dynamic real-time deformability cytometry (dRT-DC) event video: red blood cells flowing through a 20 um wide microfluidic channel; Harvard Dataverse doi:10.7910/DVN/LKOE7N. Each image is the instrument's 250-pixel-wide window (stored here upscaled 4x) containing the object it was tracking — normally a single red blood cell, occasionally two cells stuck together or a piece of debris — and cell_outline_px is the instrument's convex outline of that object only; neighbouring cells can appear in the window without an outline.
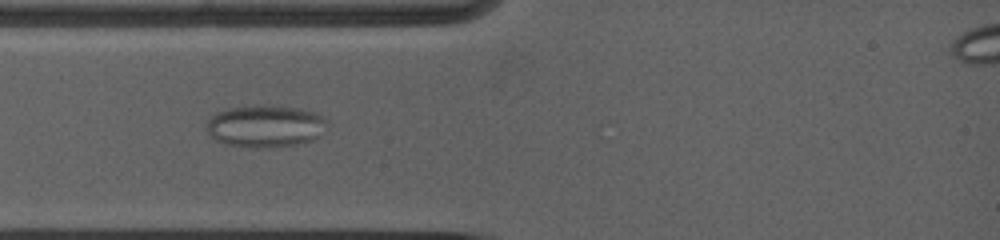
{"species": "common noctule bat (a hibernating species)", "species_latin": "Nyctalus noctula", "temperature_condition": "warm", "stored_images_in_passage": 23, "camera_frame_rate_fps": 5000, "um_per_image_px": 0.085, "animal": {"sex": "female", "body_mass_g": 19.0, "forearm_length_mm": 53.3}, "frame": {"image": 1, "passage_image": 11, "time_ms": 2.6, "image_size_px": [1000, 240], "cell_outline_px": [[328, 120], [320, 136], [312, 140], [296, 144], [272, 148], [252, 148], [224, 144], [216, 140], [204, 128], [208, 120], [216, 112], [228, 108], [260, 104], [300, 108], [316, 112], [324, 116]], "centroid_in_image_um": [22.55, 10.72], "position_along_channel_um": 62.5, "area_um2": 30.17}}
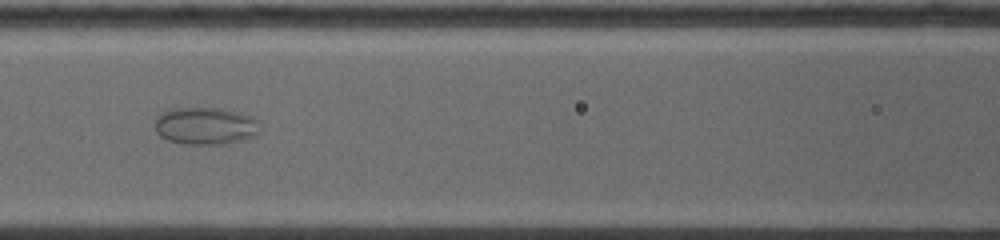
{"frame": {"image": 2, "passage_image": 19, "time_ms": 4.8, "image_size_px": [1000, 240], "cell_outline_px": [[260, 132], [244, 140], [228, 144], [188, 144], [168, 140], [160, 136], [156, 132], [156, 116], [172, 108], [224, 108], [240, 112], [252, 116], [256, 120]], "centroid_in_image_um": [17.48, 10.7], "position_along_channel_um": 149.1, "area_um2": 22.95}}
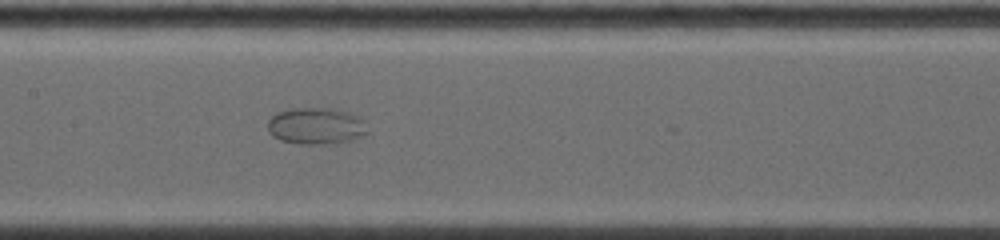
{"frame": {"image": 3, "passage_image": 22, "time_ms": 5.6, "image_size_px": [1000, 240], "cell_outline_px": [[368, 132], [364, 136], [348, 140], [324, 144], [300, 144], [280, 140], [272, 136], [268, 132], [268, 120], [276, 112], [292, 108], [332, 108], [348, 112], [360, 116], [364, 120]], "centroid_in_image_um": [26.86, 10.7], "position_along_channel_um": 180.5, "area_um2": 21.5}}